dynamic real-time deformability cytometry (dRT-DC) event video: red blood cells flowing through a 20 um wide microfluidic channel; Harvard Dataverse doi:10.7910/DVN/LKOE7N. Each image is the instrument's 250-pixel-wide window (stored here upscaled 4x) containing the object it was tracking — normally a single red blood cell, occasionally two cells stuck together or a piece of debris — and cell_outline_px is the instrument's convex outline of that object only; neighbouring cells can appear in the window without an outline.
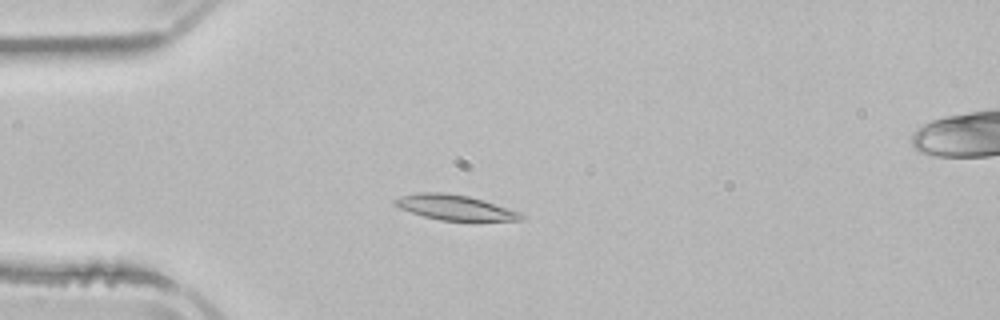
{"species": "common noctule bat (a hibernating species)", "species_latin": "Nyctalus noctula", "temperature_condition": "room temperature", "stored_images_in_passage": 2, "camera_frame_rate_fps": 3000, "um_per_image_px": 0.085, "animal": {"sex": "male", "body_mass_g": 21.5, "forearm_length_mm": 52.0}, "frame": {"image": 1, "passage_image": 2, "time_ms": 2.333, "image_size_px": [1000, 320], "cell_outline_px": [[524, 216], [520, 220], [440, 220], [424, 216], [400, 208], [392, 200], [400, 196], [420, 192], [444, 192], [468, 196], [484, 200], [520, 212]], "centroid_in_image_um": [38.65, 17.62], "position_along_channel_um": 46.4, "area_um2": 18.15}}